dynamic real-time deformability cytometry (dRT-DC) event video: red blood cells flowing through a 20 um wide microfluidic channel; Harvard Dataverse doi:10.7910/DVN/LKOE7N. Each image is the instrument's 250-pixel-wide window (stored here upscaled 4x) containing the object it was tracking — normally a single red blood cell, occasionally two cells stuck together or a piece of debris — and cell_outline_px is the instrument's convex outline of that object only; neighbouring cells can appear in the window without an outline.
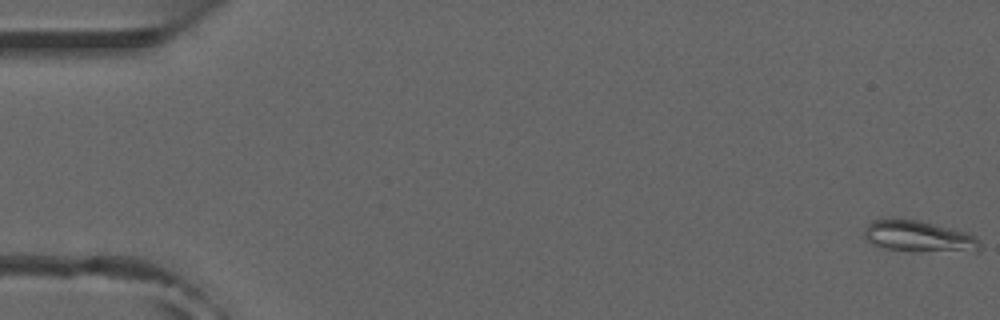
{"species": "common noctule bat (a hibernating species)", "species_latin": "Nyctalus noctula", "temperature_condition": "room temperature", "stored_images_in_passage": 17, "camera_frame_rate_fps": 3000, "um_per_image_px": 0.085, "animal": {"sex": "male", "forearm_length_mm": 52.5}, "frame": {"image": 1, "passage_image": 1, "time_ms": 0.0, "image_size_px": [1000, 320], "cell_outline_px": [[980, 248], [976, 252], [912, 252], [884, 248], [872, 244], [864, 236], [864, 228], [872, 220], [920, 220], [964, 232], [980, 240]], "centroid_in_image_um": [78.11, 20.14], "position_along_channel_um": 6.9, "area_um2": 21.15}}